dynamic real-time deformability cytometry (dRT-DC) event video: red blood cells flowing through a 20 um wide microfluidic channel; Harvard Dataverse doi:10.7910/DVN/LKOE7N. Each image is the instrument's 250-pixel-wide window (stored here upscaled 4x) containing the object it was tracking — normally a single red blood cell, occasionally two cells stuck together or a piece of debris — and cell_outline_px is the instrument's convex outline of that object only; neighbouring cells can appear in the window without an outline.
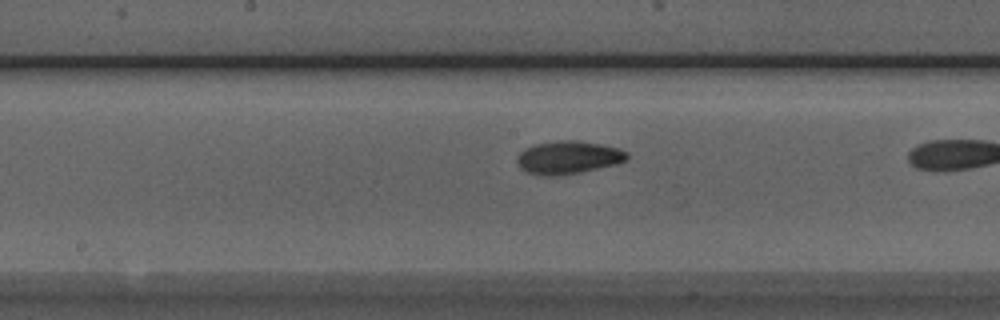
{"species": "Egyptian fruit bat (a non-hibernating species)", "species_latin": "Rousettus aegyptiacus", "temperature_condition": "room temperature", "stored_images_in_passage": 8, "camera_frame_rate_fps": 3000, "um_per_image_px": 0.085, "animal": {"sex": "male"}, "frame": {"image": 1, "passage_image": 8, "time_ms": 8.333, "image_size_px": [1000, 320], "cell_outline_px": [[628, 160], [616, 164], [580, 172], [548, 176], [544, 176], [528, 172], [520, 168], [516, 160], [516, 156], [524, 148], [536, 144], [560, 140], [576, 140], [600, 144], [620, 148], [628, 152]], "centroid_in_image_um": [48.3, 13.37], "position_along_channel_um": 199.9, "area_um2": 21.1}}